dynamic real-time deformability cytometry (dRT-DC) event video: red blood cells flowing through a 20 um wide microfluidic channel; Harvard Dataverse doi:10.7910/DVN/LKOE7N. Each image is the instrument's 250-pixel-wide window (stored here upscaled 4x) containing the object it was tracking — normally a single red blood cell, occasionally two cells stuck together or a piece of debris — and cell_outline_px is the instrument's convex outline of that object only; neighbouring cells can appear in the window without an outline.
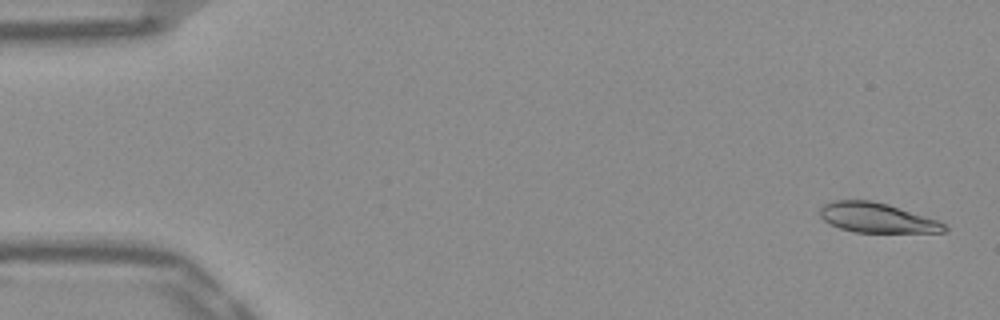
{"species": "Egyptian fruit bat (a non-hibernating species)", "species_latin": "Rousettus aegyptiacus", "temperature_condition": "warm", "stored_images_in_passage": 52, "camera_frame_rate_fps": 3000, "um_per_image_px": 0.085, "frame": {"image": 1, "passage_image": 2, "time_ms": 0.333, "image_size_px": [1000, 320], "cell_outline_px": [[948, 228], [944, 232], [856, 232], [840, 228], [824, 220], [820, 216], [820, 208], [824, 204], [832, 200], [872, 200], [888, 204], [936, 220], [944, 224]], "centroid_in_image_um": [74.5, 18.5], "position_along_channel_um": 10.5, "area_um2": 21.27}}
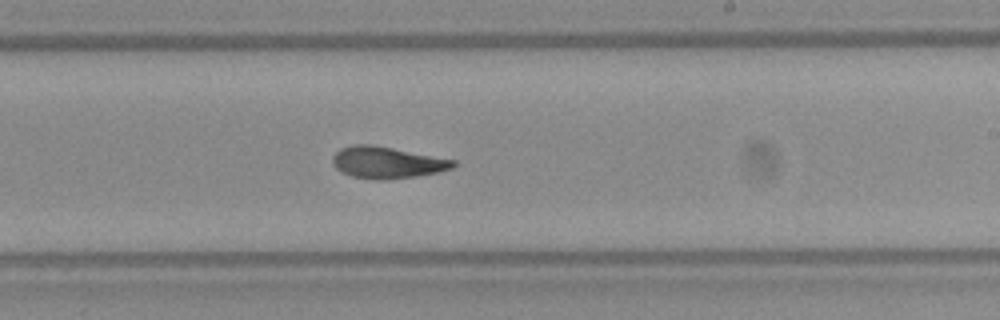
{"frame": {"image": 2, "passage_image": 31, "time_ms": 10.0, "image_size_px": [1000, 320], "cell_outline_px": [[456, 164], [452, 168], [440, 172], [416, 176], [384, 180], [376, 180], [352, 176], [336, 168], [332, 164], [332, 156], [340, 148], [352, 144], [372, 144], [456, 160]], "centroid_in_image_um": [32.89, 13.8], "position_along_channel_um": 256.1, "area_um2": 22.31}}
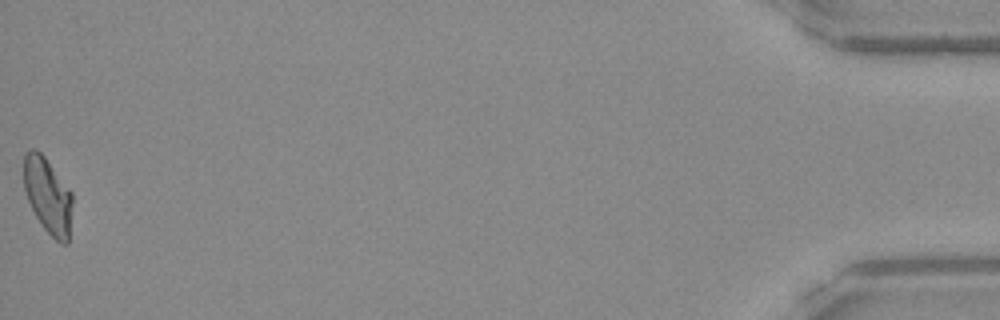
{"frame": {"image": 3, "passage_image": 52, "time_ms": 17.0, "image_size_px": [1000, 320], "cell_outline_px": [[72, 204], [68, 244], [60, 244], [40, 224], [28, 200], [24, 188], [24, 152], [32, 148], [36, 148], [44, 156], [72, 192]], "centroid_in_image_um": [4.06, 16.62], "position_along_channel_um": 431.1, "area_um2": 21.44}, "authors_computed_cell_mechanics": {"area_um2": 22.0218, "velocity_mm_per_s": 3.907, "shape_relaxation_time_tau1_ms": null, "shape_relaxation_time_tau2_ms": 3.7278, "deformation_change_tau1": null, "deformation_change_tau2": 0.0949}}